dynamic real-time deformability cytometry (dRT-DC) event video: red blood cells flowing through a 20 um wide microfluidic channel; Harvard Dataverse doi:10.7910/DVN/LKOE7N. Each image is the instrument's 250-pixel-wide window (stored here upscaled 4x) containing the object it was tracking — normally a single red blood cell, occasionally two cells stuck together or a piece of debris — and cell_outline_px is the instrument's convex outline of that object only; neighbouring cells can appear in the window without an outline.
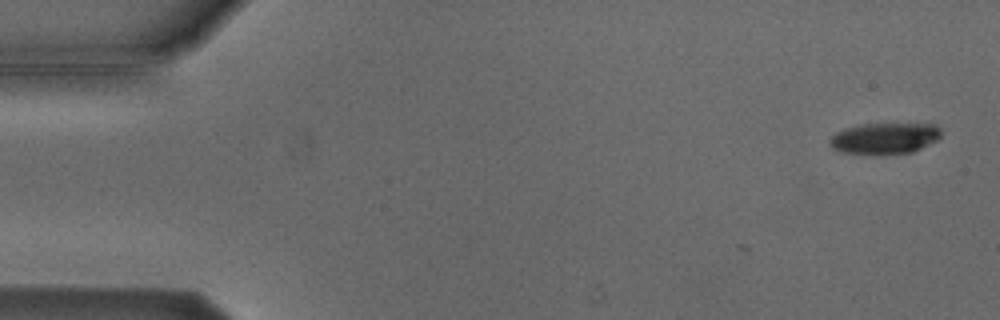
{"species": "Egyptian fruit bat (a non-hibernating species)", "species_latin": "Rousettus aegyptiacus", "temperature_condition": "cold", "stored_images_in_passage": 2, "camera_frame_rate_fps": 3000, "um_per_image_px": 0.085, "animal": {"sex": "male"}, "frame": {"image": 1, "passage_image": 2, "time_ms": 1.333, "image_size_px": [1000, 320], "cell_outline_px": [[940, 136], [936, 140], [912, 152], [840, 152], [832, 148], [828, 144], [828, 140], [836, 132], [844, 128], [864, 124], [936, 124], [940, 128]], "centroid_in_image_um": [75.16, 11.72], "position_along_channel_um": 9.8, "area_um2": 19.54}}